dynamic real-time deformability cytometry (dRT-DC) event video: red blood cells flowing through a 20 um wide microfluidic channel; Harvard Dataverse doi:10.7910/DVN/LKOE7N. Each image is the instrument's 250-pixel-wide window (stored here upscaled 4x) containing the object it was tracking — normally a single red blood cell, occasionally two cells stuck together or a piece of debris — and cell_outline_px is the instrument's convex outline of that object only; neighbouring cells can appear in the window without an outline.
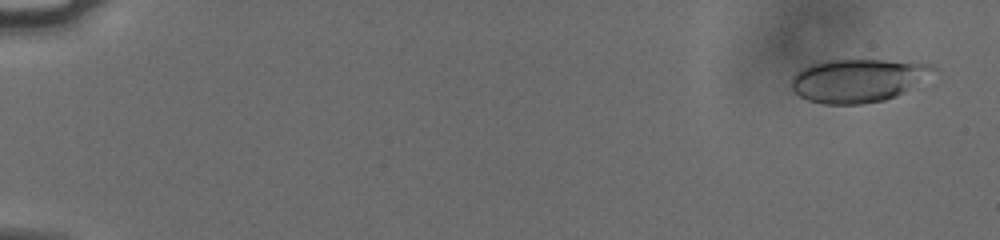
{"species": "human", "species_latin": "Homo sapiens", "temperature_condition": "cold", "stored_images_in_passage": 56, "camera_frame_rate_fps": 3000, "um_per_image_px": 0.085, "donor": {"sex": "male"}, "frame": {"image": 1, "passage_image": 3, "time_ms": 0.667, "image_size_px": [1000, 240], "cell_outline_px": [[936, 68], [904, 92], [896, 96], [884, 100], [864, 104], [824, 104], [808, 100], [800, 96], [792, 88], [792, 76], [796, 72], [812, 64], [828, 60], [884, 60], [928, 64]], "centroid_in_image_um": [72.85, 6.85], "position_along_channel_um": 12.2, "area_um2": 35.03}}
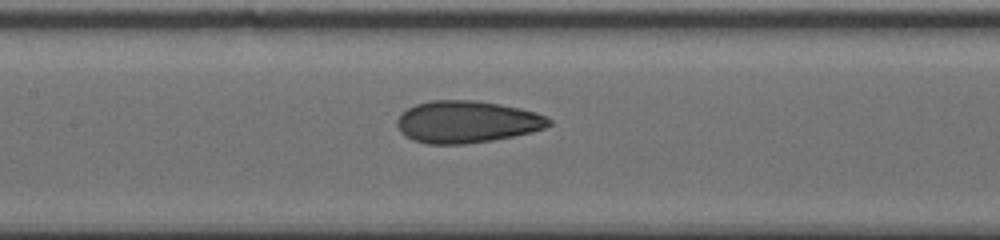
{"frame": {"image": 2, "passage_image": 29, "time_ms": 9.333, "image_size_px": [1000, 240], "cell_outline_px": [[552, 124], [544, 128], [532, 132], [492, 140], [464, 144], [428, 144], [412, 140], [400, 132], [396, 124], [396, 120], [408, 108], [416, 104], [428, 100], [472, 100], [500, 104], [520, 108], [536, 112], [552, 120]], "centroid_in_image_um": [39.67, 10.36], "position_along_channel_um": 167.7, "area_um2": 37.22}}
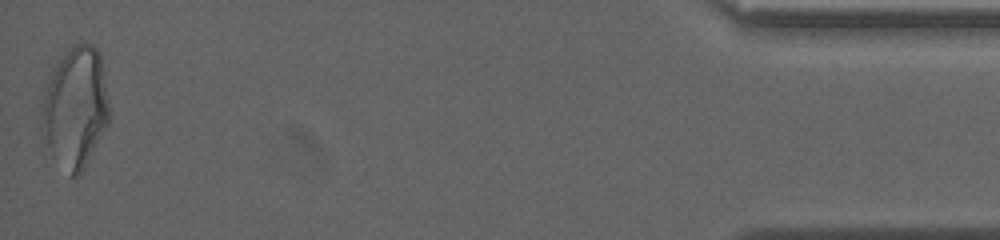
{"frame": {"image": 3, "passage_image": 56, "time_ms": 18.333, "image_size_px": [1000, 240], "cell_outline_px": [[108, 124], [80, 176], [68, 176], [44, 156], [40, 136], [40, 120], [48, 72], [56, 60], [72, 44], [92, 44], [100, 52], [108, 104]], "centroid_in_image_um": [6.29, 9.25], "position_along_channel_um": 428.9, "area_um2": 49.59}, "authors_computed_cell_mechanics": {"area_um2": 36.0383, "velocity_mm_per_s": 3.797, "shape_relaxation_time_tau1_ms": 5.4154, "shape_relaxation_time_tau2_ms": 1.4763, "deformation_change_tau1": 0.1597, "deformation_change_tau2": 0.0798}}